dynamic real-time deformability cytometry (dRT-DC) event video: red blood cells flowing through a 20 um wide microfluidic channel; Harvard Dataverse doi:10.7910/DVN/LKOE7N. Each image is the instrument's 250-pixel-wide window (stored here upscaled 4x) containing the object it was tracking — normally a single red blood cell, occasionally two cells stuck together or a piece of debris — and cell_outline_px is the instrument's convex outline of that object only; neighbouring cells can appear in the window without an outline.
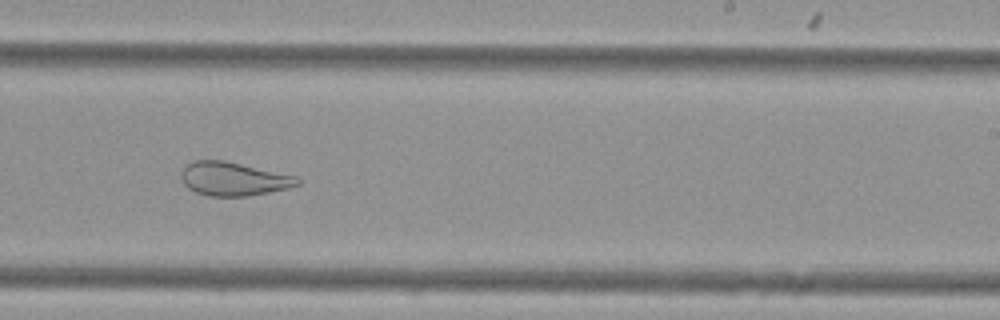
{"species": "Egyptian fruit bat (a non-hibernating species)", "species_latin": "Rousettus aegyptiacus", "temperature_condition": "cold", "stored_images_in_passage": 53, "camera_frame_rate_fps": 3000, "um_per_image_px": 0.085, "animal": {"sex": "female"}, "frame": {"image": 1, "passage_image": 33, "time_ms": 10.667, "image_size_px": [1000, 320], "cell_outline_px": [[300, 184], [288, 188], [248, 196], [208, 196], [196, 192], [188, 188], [184, 184], [180, 176], [184, 168], [192, 160], [224, 160], [296, 176], [300, 180]], "centroid_in_image_um": [19.83, 15.2], "position_along_channel_um": 269.2, "area_um2": 22.66}}
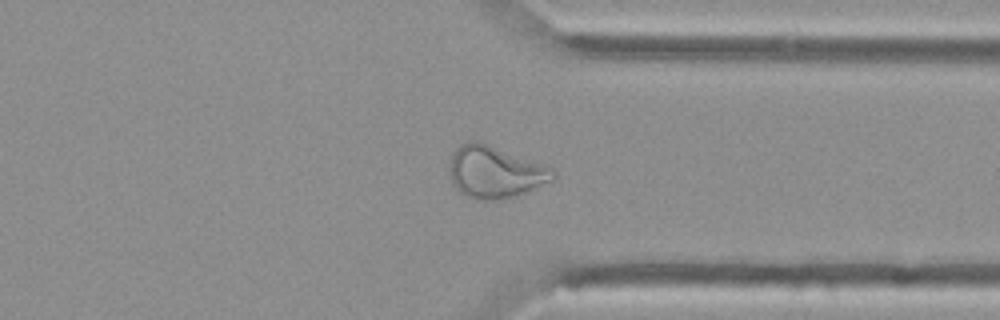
{"frame": {"image": 2, "passage_image": 41, "time_ms": 13.333, "image_size_px": [1000, 320], "cell_outline_px": [[556, 176], [552, 180], [516, 196], [500, 200], [476, 200], [460, 192], [456, 188], [452, 180], [448, 168], [448, 164], [452, 152], [460, 144], [468, 140], [476, 140], [544, 164], [552, 168], [556, 172]], "centroid_in_image_um": [42.05, 14.61], "position_along_channel_um": 369.4, "area_um2": 31.5}}
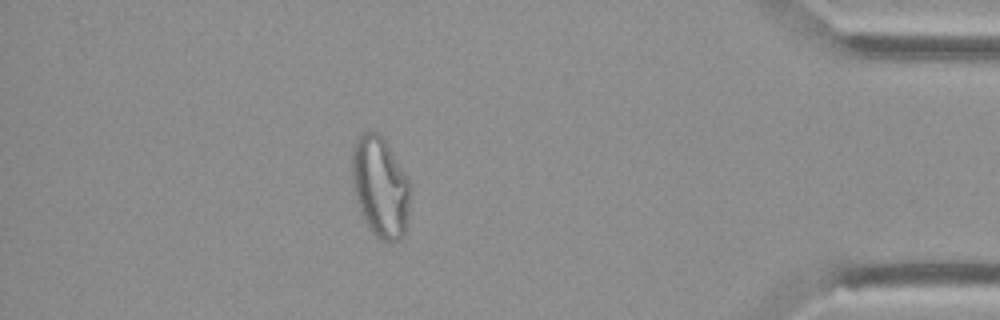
{"frame": {"image": 3, "passage_image": 47, "time_ms": 15.333, "image_size_px": [1000, 320], "cell_outline_px": [[412, 188], [404, 236], [400, 240], [380, 240], [372, 232], [360, 212], [356, 200], [352, 176], [352, 148], [356, 140], [364, 132], [380, 132], [408, 176]], "centroid_in_image_um": [32.35, 15.87], "position_along_channel_um": 402.9, "area_um2": 34.39}}